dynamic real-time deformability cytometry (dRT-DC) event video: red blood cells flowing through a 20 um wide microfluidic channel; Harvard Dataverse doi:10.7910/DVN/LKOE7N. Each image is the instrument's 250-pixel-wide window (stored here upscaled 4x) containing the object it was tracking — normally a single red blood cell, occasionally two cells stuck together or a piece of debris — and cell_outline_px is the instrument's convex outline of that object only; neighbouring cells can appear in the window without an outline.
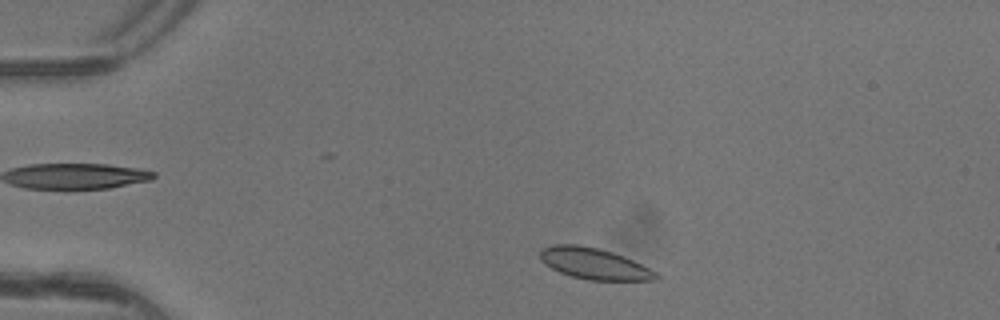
{"species": "common noctule bat (a hibernating species)", "species_latin": "Nyctalus noctula", "temperature_condition": "warm", "stored_images_in_passage": 3, "camera_frame_rate_fps": 3000, "um_per_image_px": 0.085, "animal": {"sex": "female"}, "frame": {"image": 1, "passage_image": 1, "time_ms": 0.0, "image_size_px": [1000, 320], "cell_outline_px": [[660, 280], [588, 280], [572, 276], [560, 272], [552, 268], [540, 260], [540, 248], [552, 244], [576, 244], [600, 248], [624, 256], [656, 272], [660, 276]], "centroid_in_image_um": [50.49, 22.4], "position_along_channel_um": 34.5, "area_um2": 21.1}}
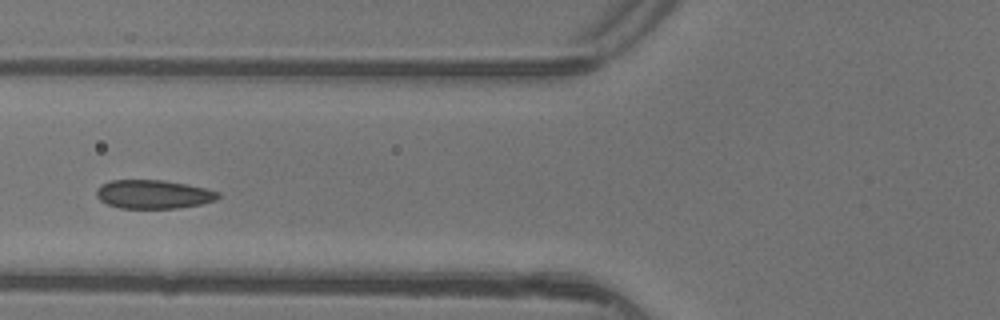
{"frame": {"image": 2, "passage_image": 3, "time_ms": 0.667, "image_size_px": [1000, 320], "cell_outline_px": [[220, 196], [216, 200], [200, 204], [180, 208], [120, 208], [108, 204], [100, 200], [96, 196], [96, 192], [100, 184], [112, 180], [164, 180], [188, 184], [220, 192]], "centroid_in_image_um": [13.04, 16.51], "position_along_channel_um": 112.8, "area_um2": 20.4}}